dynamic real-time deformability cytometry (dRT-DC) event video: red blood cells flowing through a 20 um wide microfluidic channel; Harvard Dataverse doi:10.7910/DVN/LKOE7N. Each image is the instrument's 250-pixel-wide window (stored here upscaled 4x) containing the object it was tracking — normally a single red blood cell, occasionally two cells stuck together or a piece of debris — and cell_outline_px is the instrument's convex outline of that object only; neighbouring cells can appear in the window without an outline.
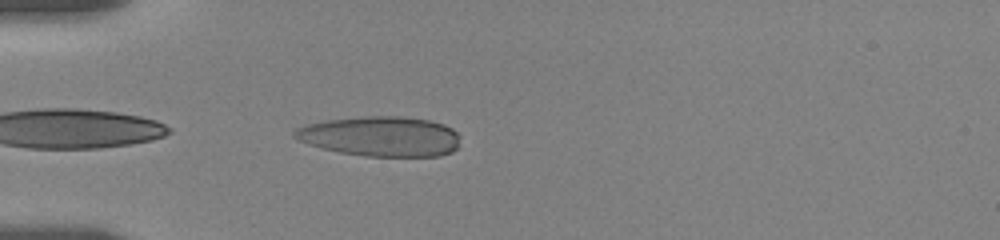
{"species": "human", "species_latin": "Homo sapiens", "temperature_condition": "room temperature", "stored_images_in_passage": 8, "camera_frame_rate_fps": 3000, "um_per_image_px": 0.085, "donor": {"sex": "female"}, "frame": {"image": 1, "passage_image": 6, "time_ms": 4.0, "image_size_px": [1000, 240], "cell_outline_px": [[460, 136], [456, 148], [452, 152], [440, 156], [364, 156], [340, 152], [308, 144], [296, 140], [292, 136], [292, 132], [296, 128], [308, 124], [324, 120], [364, 116], [400, 116], [428, 120], [444, 124], [452, 128]], "centroid_in_image_um": [32.34, 11.59], "position_along_channel_um": 52.7, "area_um2": 38.73}}
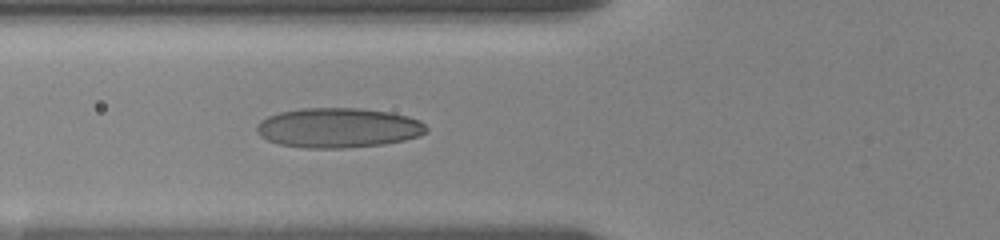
{"frame": {"image": 2, "passage_image": 8, "time_ms": 5.667, "image_size_px": [1000, 240], "cell_outline_px": [[428, 132], [420, 136], [404, 140], [384, 144], [340, 148], [308, 148], [280, 144], [268, 140], [260, 136], [256, 132], [256, 124], [260, 120], [268, 116], [280, 112], [300, 108], [360, 108], [388, 112], [408, 116], [420, 120], [428, 128]], "centroid_in_image_um": [28.75, 10.86], "position_along_channel_um": 97.0, "area_um2": 39.48}}